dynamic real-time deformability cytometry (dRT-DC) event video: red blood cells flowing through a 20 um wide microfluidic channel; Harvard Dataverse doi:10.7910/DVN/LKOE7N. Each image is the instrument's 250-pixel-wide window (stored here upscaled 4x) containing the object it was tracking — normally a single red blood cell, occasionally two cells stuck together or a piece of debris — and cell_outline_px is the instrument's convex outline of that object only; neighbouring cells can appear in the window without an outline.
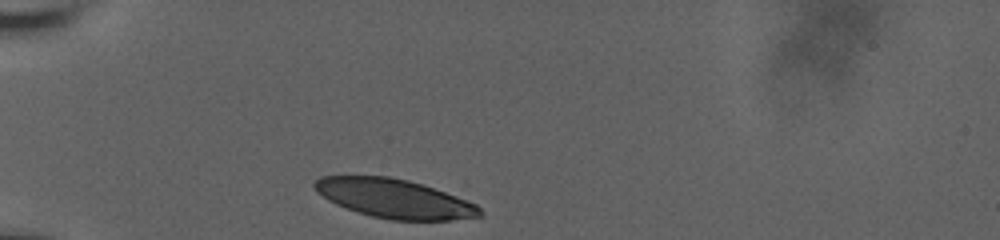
{"species": "human", "species_latin": "Homo sapiens", "temperature_condition": "room temperature", "stored_images_in_passage": 32, "camera_frame_rate_fps": 3000, "um_per_image_px": 0.085, "donor": {"sex": "male"}, "frame": {"image": 1, "passage_image": 1, "time_ms": 0.0, "image_size_px": [1000, 240], "cell_outline_px": [[484, 216], [452, 220], [392, 220], [372, 216], [356, 212], [336, 204], [328, 200], [316, 192], [312, 184], [320, 176], [388, 176], [408, 180], [456, 196], [476, 204], [484, 212]], "centroid_in_image_um": [33.51, 16.88], "position_along_channel_um": 51.5, "area_um2": 37.45}}
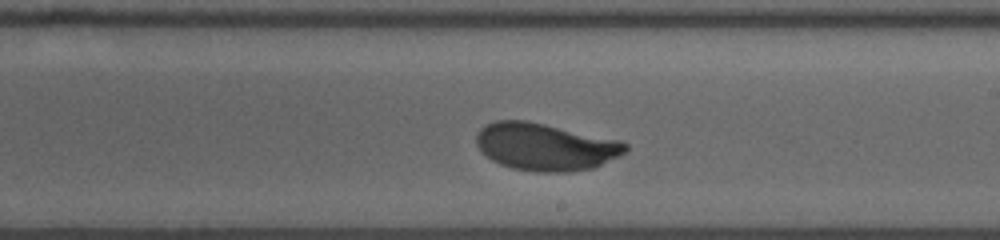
{"frame": {"image": 2, "passage_image": 19, "time_ms": 6.0, "image_size_px": [1000, 240], "cell_outline_px": [[628, 148], [620, 156], [596, 168], [568, 172], [536, 172], [512, 168], [500, 164], [492, 160], [476, 144], [476, 136], [480, 128], [496, 120], [524, 120], [544, 124], [620, 140], [628, 144]], "centroid_in_image_um": [46.39, 12.49], "position_along_channel_um": 242.6, "area_um2": 41.1}}
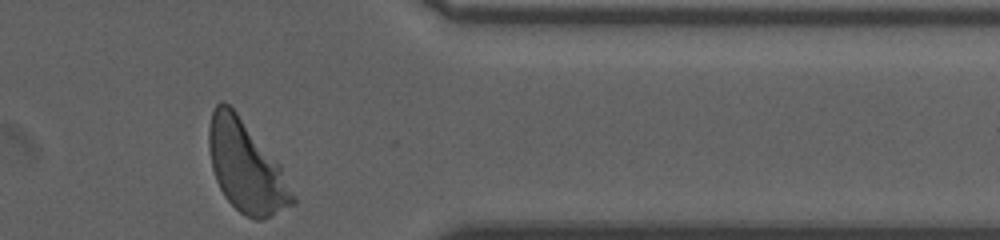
{"frame": {"image": 3, "passage_image": 32, "time_ms": 10.333, "image_size_px": [1000, 240], "cell_outline_px": [[296, 204], [260, 220], [256, 220], [244, 216], [224, 196], [216, 180], [212, 168], [208, 148], [208, 124], [212, 112], [216, 104], [220, 100], [224, 100], [236, 112], [280, 164], [296, 196]], "centroid_in_image_um": [20.91, 14.18], "position_along_channel_um": 390.5, "area_um2": 44.39}, "authors_computed_cell_mechanics": {"area_um2": 41.0091, "velocity_mm_per_s": 3.6428, "shape_relaxation_time_tau1_ms": 3.0731, "shape_relaxation_time_tau2_ms": null, "deformation_change_tau1": 0.1621, "deformation_change_tau2": null}}